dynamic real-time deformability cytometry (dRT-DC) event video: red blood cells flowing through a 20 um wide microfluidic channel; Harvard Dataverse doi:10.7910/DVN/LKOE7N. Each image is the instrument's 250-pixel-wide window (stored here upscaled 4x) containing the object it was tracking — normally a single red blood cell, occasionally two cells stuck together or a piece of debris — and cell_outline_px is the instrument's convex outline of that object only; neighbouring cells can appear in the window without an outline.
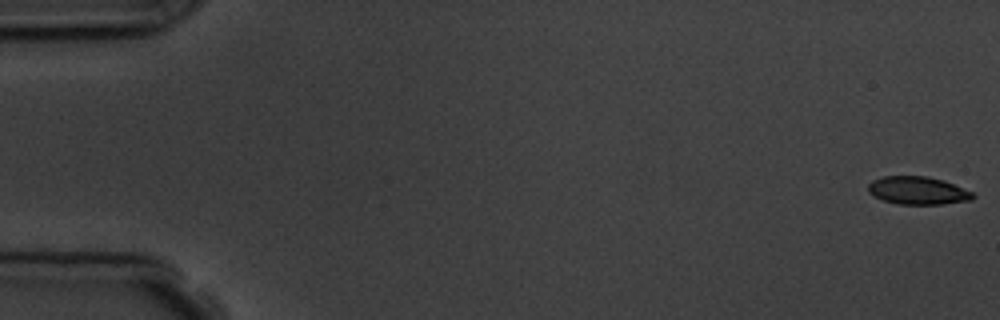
{"species": "common noctule bat (a hibernating species)", "species_latin": "Nyctalus noctula", "temperature_condition": "room temperature", "stored_images_in_passage": 10, "camera_frame_rate_fps": 3000, "um_per_image_px": 0.085, "animal": {"sex": "male", "body_mass_g": 19.5, "forearm_length_mm": 54.6}, "frame": {"image": 1, "passage_image": 1, "time_ms": 0.0, "image_size_px": [1000, 320], "cell_outline_px": [[976, 196], [972, 200], [940, 204], [896, 204], [884, 200], [868, 192], [868, 184], [872, 180], [884, 176], [928, 176], [944, 180], [972, 192]], "centroid_in_image_um": [78.02, 16.19], "position_along_channel_um": 7.0, "area_um2": 16.99}}
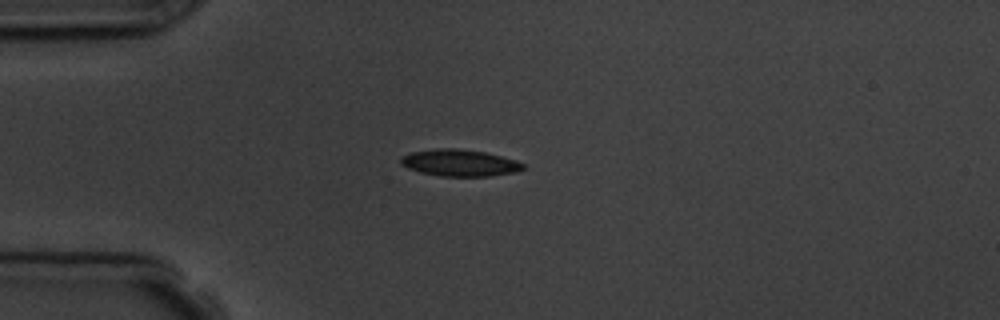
{"frame": {"image": 2, "passage_image": 5, "time_ms": 4.667, "image_size_px": [1000, 320], "cell_outline_px": [[524, 168], [516, 172], [488, 176], [440, 176], [420, 172], [408, 168], [400, 164], [400, 156], [408, 152], [436, 148], [456, 148], [484, 152], [516, 160], [524, 164]], "centroid_in_image_um": [39.01, 13.83], "position_along_channel_um": 46.0, "area_um2": 19.13}}
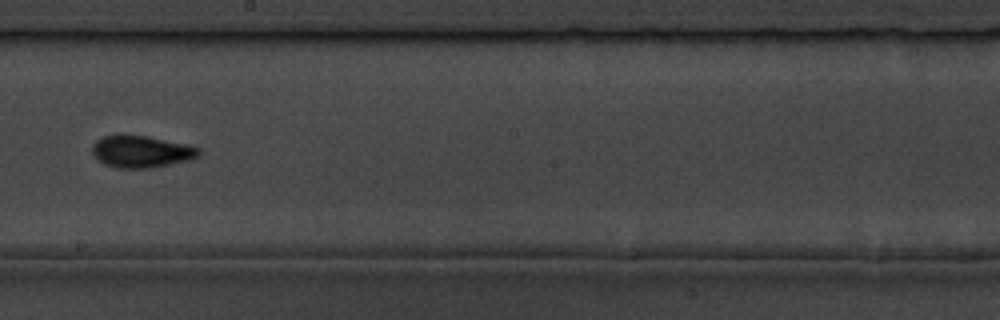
{"frame": {"image": 3, "passage_image": 10, "time_ms": 10.333, "image_size_px": [1000, 320], "cell_outline_px": [[200, 156], [192, 160], [152, 168], [116, 168], [104, 164], [96, 160], [92, 152], [92, 144], [96, 140], [104, 136], [124, 132], [188, 144], [200, 148]], "centroid_in_image_um": [11.99, 12.87], "position_along_channel_um": 236.2, "area_um2": 20.58}}